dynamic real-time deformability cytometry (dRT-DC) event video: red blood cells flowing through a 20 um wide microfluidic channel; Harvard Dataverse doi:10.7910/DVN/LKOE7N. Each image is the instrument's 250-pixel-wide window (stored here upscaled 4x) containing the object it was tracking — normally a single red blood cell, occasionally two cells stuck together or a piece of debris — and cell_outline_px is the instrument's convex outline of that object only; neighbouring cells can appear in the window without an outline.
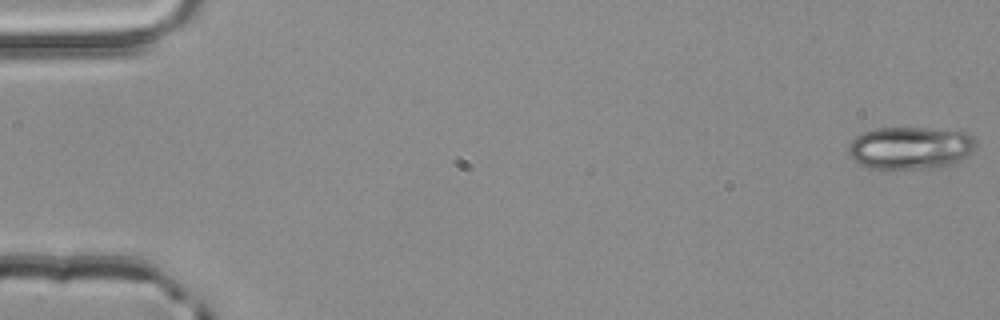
{"species": "common noctule bat (a hibernating species)", "species_latin": "Nyctalus noctula", "temperature_condition": "room temperature", "stored_images_in_passage": 5, "camera_frame_rate_fps": 3000, "um_per_image_px": 0.085, "animal": {"sex": "male", "body_mass_g": 20.4}, "frame": {"image": 1, "passage_image": 1, "time_ms": 0.0, "image_size_px": [1000, 320], "cell_outline_px": [[976, 148], [968, 156], [952, 164], [940, 168], [872, 168], [860, 164], [852, 160], [848, 152], [848, 144], [856, 136], [864, 132], [876, 128], [932, 128], [968, 132], [976, 140]], "centroid_in_image_um": [77.41, 12.56], "position_along_channel_um": 7.6, "area_um2": 31.91}}